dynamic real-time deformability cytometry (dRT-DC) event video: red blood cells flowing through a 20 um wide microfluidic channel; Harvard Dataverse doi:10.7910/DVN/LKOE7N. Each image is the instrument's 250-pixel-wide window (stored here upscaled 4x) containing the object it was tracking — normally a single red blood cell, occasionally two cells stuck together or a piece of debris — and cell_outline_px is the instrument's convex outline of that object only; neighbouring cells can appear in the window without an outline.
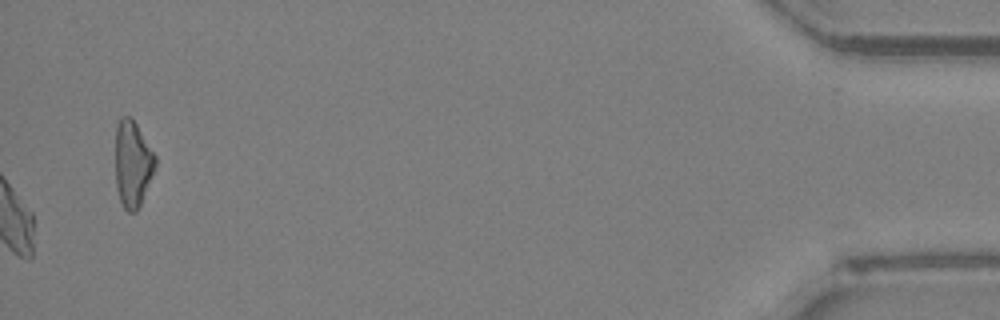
{"species": "Egyptian fruit bat (a non-hibernating species)", "species_latin": "Rousettus aegyptiacus", "temperature_condition": "room temperature", "stored_images_in_passage": 53, "camera_frame_rate_fps": 3000, "um_per_image_px": 0.085, "animal": {"sex": "female"}, "frame": {"image": 1, "passage_image": 53, "time_ms": 17.333, "image_size_px": [1000, 320], "cell_outline_px": [[156, 164], [140, 204], [136, 212], [128, 212], [124, 208], [120, 200], [116, 188], [116, 124], [120, 116], [128, 116], [136, 124], [156, 156]], "centroid_in_image_um": [11.25, 13.91], "position_along_channel_um": 423.9, "area_um2": 19.77}}